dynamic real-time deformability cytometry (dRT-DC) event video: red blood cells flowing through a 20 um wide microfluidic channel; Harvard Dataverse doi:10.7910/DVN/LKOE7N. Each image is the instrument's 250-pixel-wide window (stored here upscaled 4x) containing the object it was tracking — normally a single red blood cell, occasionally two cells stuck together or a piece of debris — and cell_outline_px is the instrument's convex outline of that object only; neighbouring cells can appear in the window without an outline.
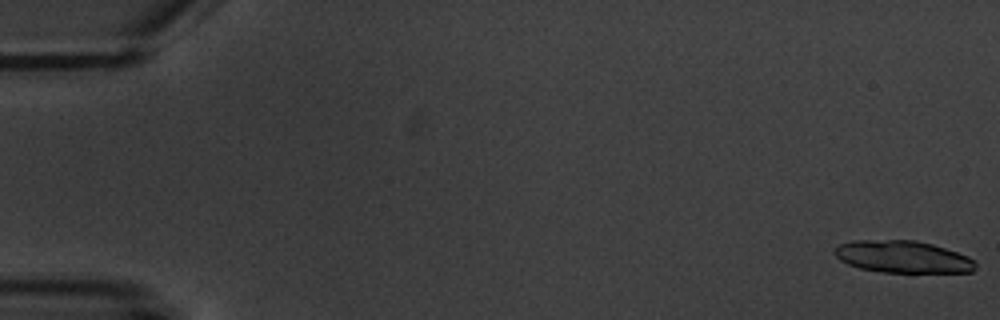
{"species": "common noctule bat (a hibernating species)", "species_latin": "Nyctalus noctula", "temperature_condition": "warm", "stored_images_in_passage": 8, "camera_frame_rate_fps": 3000, "um_per_image_px": 0.085, "animal": {"sex": "male", "body_mass_g": 20.1, "forearm_length_mm": 53.5}, "frame": {"image": 1, "passage_image": 1, "time_ms": 0.0, "image_size_px": [1000, 320], "cell_outline_px": [[976, 268], [972, 272], [880, 272], [860, 268], [848, 264], [840, 260], [832, 252], [840, 244], [852, 240], [916, 240], [932, 244], [968, 256], [976, 260]], "centroid_in_image_um": [76.74, 21.83], "position_along_channel_um": 8.3, "area_um2": 26.41}}
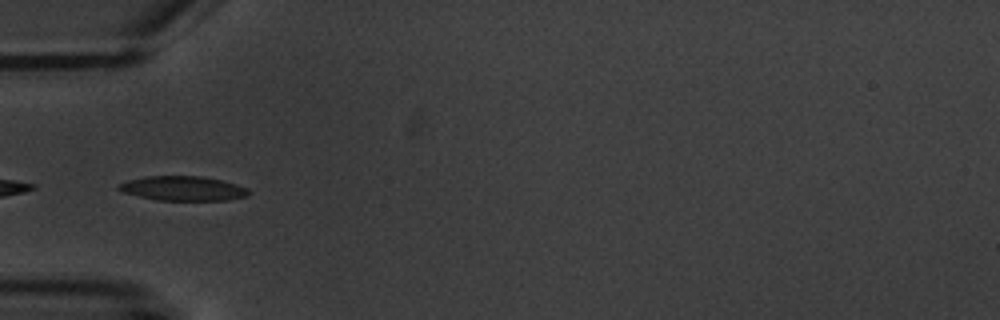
{"frame": {"image": 2, "passage_image": 5, "time_ms": 6.333, "image_size_px": [1000, 320], "cell_outline_px": [[248, 196], [228, 200], [156, 200], [120, 192], [116, 188], [116, 184], [128, 180], [144, 176], [200, 176], [220, 180], [236, 184], [248, 188]], "centroid_in_image_um": [15.48, 16.01], "position_along_channel_um": 69.5, "area_um2": 18.67}}